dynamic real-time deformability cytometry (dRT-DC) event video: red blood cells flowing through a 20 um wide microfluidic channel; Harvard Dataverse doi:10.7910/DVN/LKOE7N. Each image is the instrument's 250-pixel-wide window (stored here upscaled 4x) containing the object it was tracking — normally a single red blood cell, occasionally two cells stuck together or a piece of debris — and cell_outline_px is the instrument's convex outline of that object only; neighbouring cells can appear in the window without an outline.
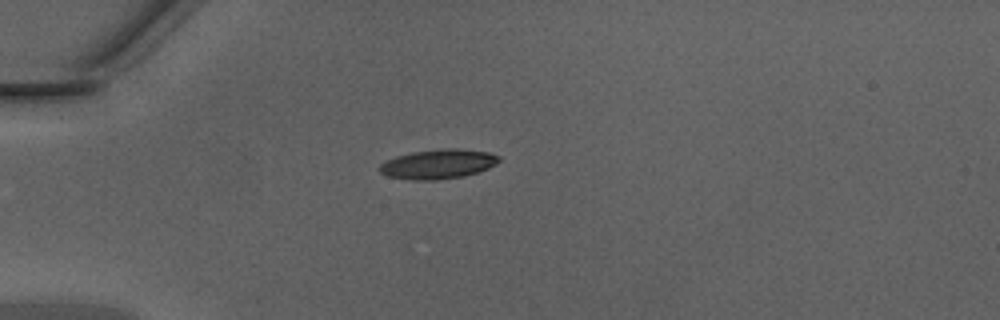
{"species": "Egyptian fruit bat (a non-hibernating species)", "species_latin": "Rousettus aegyptiacus", "temperature_condition": "warm", "stored_images_in_passage": 35, "camera_frame_rate_fps": 3000, "um_per_image_px": 0.085, "animal": {"sex": "male"}, "frame": {"image": 1, "passage_image": 1, "time_ms": 0.0, "image_size_px": [1000, 320], "cell_outline_px": [[500, 160], [496, 164], [480, 172], [464, 176], [436, 180], [412, 180], [388, 176], [380, 172], [380, 164], [396, 156], [412, 152], [440, 148], [456, 148], [488, 152], [500, 156]], "centroid_in_image_um": [37.27, 13.94], "position_along_channel_um": 47.7, "area_um2": 20.58}}
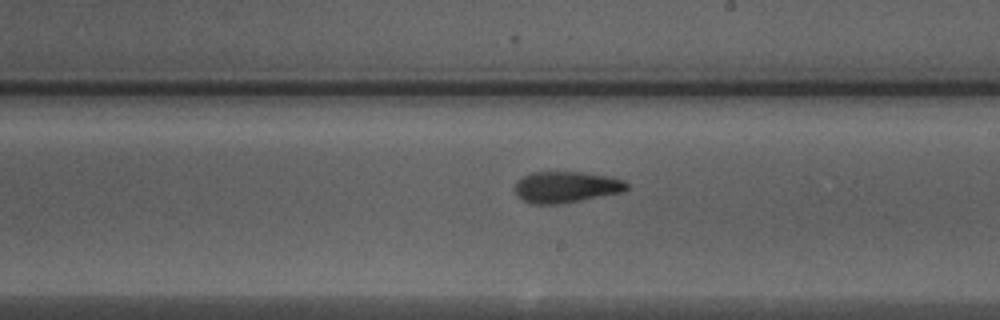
{"frame": {"image": 2, "passage_image": 16, "time_ms": 5.0, "image_size_px": [1000, 320], "cell_outline_px": [[628, 188], [624, 192], [560, 204], [532, 204], [516, 196], [512, 188], [516, 180], [532, 172], [580, 172], [608, 176], [624, 180], [628, 184]], "centroid_in_image_um": [48.08, 15.9], "position_along_channel_um": 240.9, "area_um2": 20.63}}
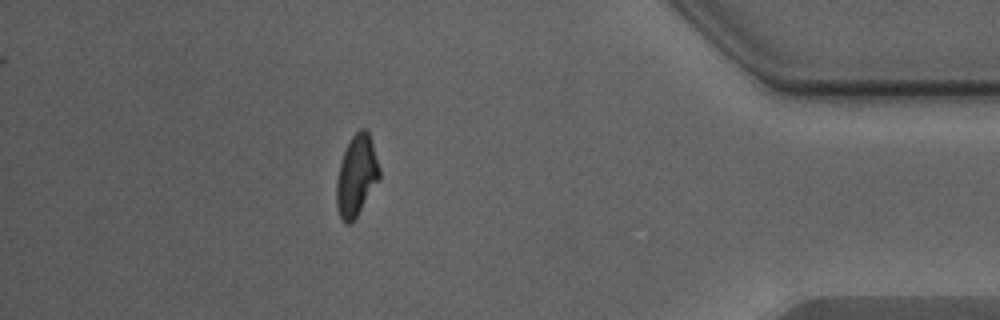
{"frame": {"image": 3, "passage_image": 30, "time_ms": 9.667, "image_size_px": [1000, 320], "cell_outline_px": [[380, 180], [356, 216], [348, 224], [344, 224], [340, 216], [336, 204], [336, 180], [340, 164], [344, 152], [352, 136], [360, 128], [364, 128], [368, 132], [380, 168]], "centroid_in_image_um": [30.3, 14.94], "position_along_channel_um": 404.9, "area_um2": 20.0}, "authors_computed_cell_mechanics": {"area_um2": 20.5768, "velocity_mm_per_s": 4.351, "shape_relaxation_time_tau1_ms": 4.3837, "shape_relaxation_time_tau2_ms": 2.3966, "deformation_change_tau1": 0.1485, "deformation_change_tau2": 0.102}}